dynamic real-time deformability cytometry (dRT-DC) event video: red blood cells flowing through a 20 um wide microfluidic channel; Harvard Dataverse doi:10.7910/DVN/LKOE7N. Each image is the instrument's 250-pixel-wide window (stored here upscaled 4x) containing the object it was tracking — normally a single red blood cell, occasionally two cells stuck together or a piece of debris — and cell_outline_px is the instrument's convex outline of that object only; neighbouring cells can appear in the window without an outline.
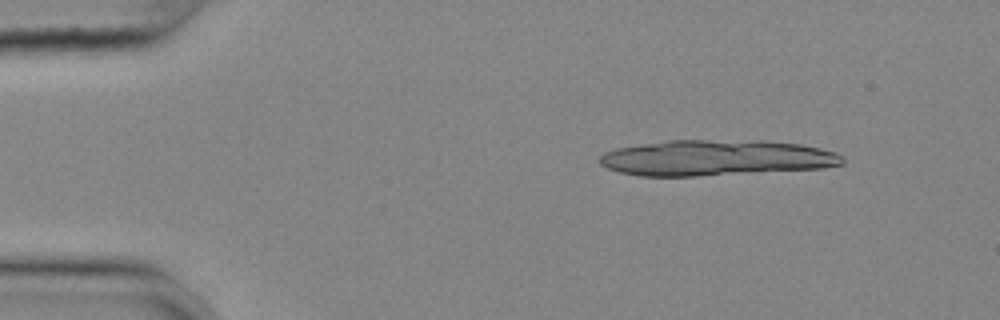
{"species": "common noctule bat (a hibernating species)", "species_latin": "Nyctalus noctula", "temperature_condition": "cold", "stored_images_in_passage": 7, "camera_frame_rate_fps": 3000, "um_per_image_px": 0.085, "animal": {"sex": "female", "body_mass_g": 25.1}, "frame": {"image": 1, "passage_image": 1, "time_ms": 0.0, "image_size_px": [1000, 320], "cell_outline_px": [[844, 164], [824, 168], [696, 176], [640, 176], [620, 172], [608, 168], [600, 164], [600, 156], [604, 152], [616, 148], [640, 144], [668, 140], [764, 140], [800, 144], [820, 148], [836, 152], [844, 156]], "centroid_in_image_um": [60.89, 13.41], "position_along_channel_um": 24.1, "area_um2": 50.86}}